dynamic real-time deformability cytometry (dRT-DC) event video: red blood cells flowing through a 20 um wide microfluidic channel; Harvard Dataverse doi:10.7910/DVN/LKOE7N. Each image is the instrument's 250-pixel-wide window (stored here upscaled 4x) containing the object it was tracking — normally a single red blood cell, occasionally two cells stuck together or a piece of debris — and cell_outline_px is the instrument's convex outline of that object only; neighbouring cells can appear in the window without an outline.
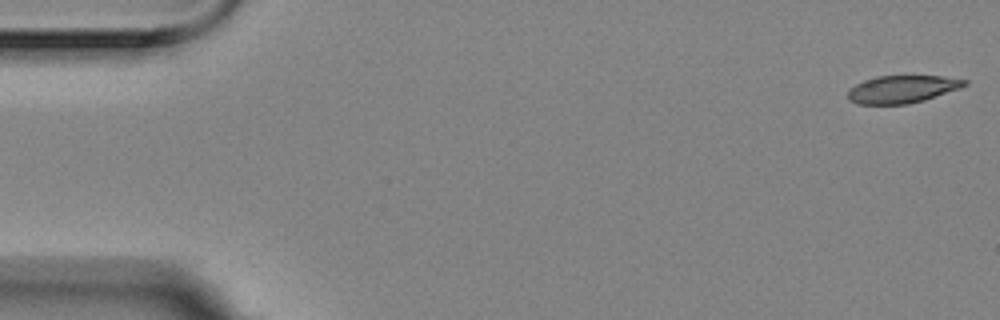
{"species": "Egyptian fruit bat (a non-hibernating species)", "species_latin": "Rousettus aegyptiacus", "temperature_condition": "room temperature", "stored_images_in_passage": 5, "camera_frame_rate_fps": 3000, "um_per_image_px": 0.085, "animal": {"sex": "female"}, "frame": {"image": 1, "passage_image": 1, "time_ms": 0.0, "image_size_px": [1000, 320], "cell_outline_px": [[968, 84], [960, 88], [924, 100], [908, 104], [856, 104], [848, 100], [848, 92], [856, 84], [864, 80], [876, 76], [940, 76], [968, 80]], "centroid_in_image_um": [76.68, 7.58], "position_along_channel_um": 8.3, "area_um2": 18.67}}
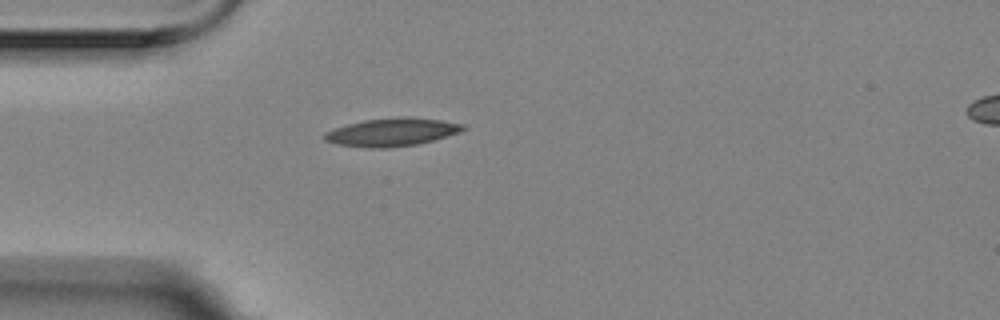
{"frame": {"image": 2, "passage_image": 5, "time_ms": 1.333, "image_size_px": [1000, 320], "cell_outline_px": [[468, 128], [460, 132], [432, 140], [416, 144], [388, 148], [368, 148], [336, 144], [324, 140], [324, 132], [348, 124], [364, 120], [400, 116], [408, 116], [440, 120], [464, 124]], "centroid_in_image_um": [33.32, 11.22], "position_along_channel_um": 51.7, "area_um2": 22.66}}